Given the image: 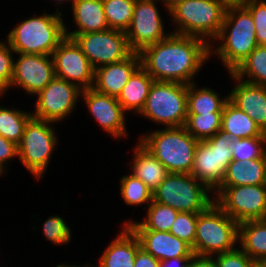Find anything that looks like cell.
<instances>
[{"instance_id":"obj_22","label":"cell","mask_w":266,"mask_h":267,"mask_svg":"<svg viewBox=\"0 0 266 267\" xmlns=\"http://www.w3.org/2000/svg\"><path fill=\"white\" fill-rule=\"evenodd\" d=\"M71 9L78 29L68 31L65 26V34H84L109 29L103 0H76L72 2Z\"/></svg>"},{"instance_id":"obj_24","label":"cell","mask_w":266,"mask_h":267,"mask_svg":"<svg viewBox=\"0 0 266 267\" xmlns=\"http://www.w3.org/2000/svg\"><path fill=\"white\" fill-rule=\"evenodd\" d=\"M155 80L140 65L130 76L127 84L122 88L117 97L118 102L125 112L142 111L150 88Z\"/></svg>"},{"instance_id":"obj_39","label":"cell","mask_w":266,"mask_h":267,"mask_svg":"<svg viewBox=\"0 0 266 267\" xmlns=\"http://www.w3.org/2000/svg\"><path fill=\"white\" fill-rule=\"evenodd\" d=\"M245 7L253 17L258 45H266V0H251Z\"/></svg>"},{"instance_id":"obj_33","label":"cell","mask_w":266,"mask_h":267,"mask_svg":"<svg viewBox=\"0 0 266 267\" xmlns=\"http://www.w3.org/2000/svg\"><path fill=\"white\" fill-rule=\"evenodd\" d=\"M136 0H103L109 29L126 32L130 26Z\"/></svg>"},{"instance_id":"obj_35","label":"cell","mask_w":266,"mask_h":267,"mask_svg":"<svg viewBox=\"0 0 266 267\" xmlns=\"http://www.w3.org/2000/svg\"><path fill=\"white\" fill-rule=\"evenodd\" d=\"M231 150L233 160L240 162L262 158L266 154V137L234 139Z\"/></svg>"},{"instance_id":"obj_3","label":"cell","mask_w":266,"mask_h":267,"mask_svg":"<svg viewBox=\"0 0 266 267\" xmlns=\"http://www.w3.org/2000/svg\"><path fill=\"white\" fill-rule=\"evenodd\" d=\"M56 10L55 14L43 13L41 16L28 18L9 32L7 42L15 54H53L66 37L62 11L59 8Z\"/></svg>"},{"instance_id":"obj_49","label":"cell","mask_w":266,"mask_h":267,"mask_svg":"<svg viewBox=\"0 0 266 267\" xmlns=\"http://www.w3.org/2000/svg\"><path fill=\"white\" fill-rule=\"evenodd\" d=\"M262 267H266V263H261L260 264Z\"/></svg>"},{"instance_id":"obj_40","label":"cell","mask_w":266,"mask_h":267,"mask_svg":"<svg viewBox=\"0 0 266 267\" xmlns=\"http://www.w3.org/2000/svg\"><path fill=\"white\" fill-rule=\"evenodd\" d=\"M214 259L218 267H257L259 265L238 248L217 254Z\"/></svg>"},{"instance_id":"obj_20","label":"cell","mask_w":266,"mask_h":267,"mask_svg":"<svg viewBox=\"0 0 266 267\" xmlns=\"http://www.w3.org/2000/svg\"><path fill=\"white\" fill-rule=\"evenodd\" d=\"M141 248L154 258L166 261L177 257H192V247L170 232L154 230H132Z\"/></svg>"},{"instance_id":"obj_32","label":"cell","mask_w":266,"mask_h":267,"mask_svg":"<svg viewBox=\"0 0 266 267\" xmlns=\"http://www.w3.org/2000/svg\"><path fill=\"white\" fill-rule=\"evenodd\" d=\"M221 122L222 112L187 114L184 127L198 141H204L221 130Z\"/></svg>"},{"instance_id":"obj_45","label":"cell","mask_w":266,"mask_h":267,"mask_svg":"<svg viewBox=\"0 0 266 267\" xmlns=\"http://www.w3.org/2000/svg\"><path fill=\"white\" fill-rule=\"evenodd\" d=\"M226 7L245 6L251 0H220Z\"/></svg>"},{"instance_id":"obj_44","label":"cell","mask_w":266,"mask_h":267,"mask_svg":"<svg viewBox=\"0 0 266 267\" xmlns=\"http://www.w3.org/2000/svg\"><path fill=\"white\" fill-rule=\"evenodd\" d=\"M192 257H177L160 262V267H189Z\"/></svg>"},{"instance_id":"obj_38","label":"cell","mask_w":266,"mask_h":267,"mask_svg":"<svg viewBox=\"0 0 266 267\" xmlns=\"http://www.w3.org/2000/svg\"><path fill=\"white\" fill-rule=\"evenodd\" d=\"M15 53L9 43L0 41V96L10 89L13 77V54Z\"/></svg>"},{"instance_id":"obj_43","label":"cell","mask_w":266,"mask_h":267,"mask_svg":"<svg viewBox=\"0 0 266 267\" xmlns=\"http://www.w3.org/2000/svg\"><path fill=\"white\" fill-rule=\"evenodd\" d=\"M189 267H218L213 256L193 255Z\"/></svg>"},{"instance_id":"obj_47","label":"cell","mask_w":266,"mask_h":267,"mask_svg":"<svg viewBox=\"0 0 266 267\" xmlns=\"http://www.w3.org/2000/svg\"><path fill=\"white\" fill-rule=\"evenodd\" d=\"M56 267H81L80 265L78 266V265H75V264H73V265H66V264H62V265H57ZM82 267H93V266H89V265H83Z\"/></svg>"},{"instance_id":"obj_30","label":"cell","mask_w":266,"mask_h":267,"mask_svg":"<svg viewBox=\"0 0 266 267\" xmlns=\"http://www.w3.org/2000/svg\"><path fill=\"white\" fill-rule=\"evenodd\" d=\"M232 74L241 80L266 86V45H257Z\"/></svg>"},{"instance_id":"obj_28","label":"cell","mask_w":266,"mask_h":267,"mask_svg":"<svg viewBox=\"0 0 266 267\" xmlns=\"http://www.w3.org/2000/svg\"><path fill=\"white\" fill-rule=\"evenodd\" d=\"M179 212L170 206L153 201L149 204L146 218L142 222L125 220L123 225H127L131 230H154L169 232L176 216Z\"/></svg>"},{"instance_id":"obj_15","label":"cell","mask_w":266,"mask_h":267,"mask_svg":"<svg viewBox=\"0 0 266 267\" xmlns=\"http://www.w3.org/2000/svg\"><path fill=\"white\" fill-rule=\"evenodd\" d=\"M55 76L82 90L93 87L95 69L72 38L65 37L53 51Z\"/></svg>"},{"instance_id":"obj_9","label":"cell","mask_w":266,"mask_h":267,"mask_svg":"<svg viewBox=\"0 0 266 267\" xmlns=\"http://www.w3.org/2000/svg\"><path fill=\"white\" fill-rule=\"evenodd\" d=\"M187 95V84L154 81L139 114L152 122L163 124L165 128L184 126Z\"/></svg>"},{"instance_id":"obj_4","label":"cell","mask_w":266,"mask_h":267,"mask_svg":"<svg viewBox=\"0 0 266 267\" xmlns=\"http://www.w3.org/2000/svg\"><path fill=\"white\" fill-rule=\"evenodd\" d=\"M139 139L169 173H191L199 141L184 126L151 131Z\"/></svg>"},{"instance_id":"obj_29","label":"cell","mask_w":266,"mask_h":267,"mask_svg":"<svg viewBox=\"0 0 266 267\" xmlns=\"http://www.w3.org/2000/svg\"><path fill=\"white\" fill-rule=\"evenodd\" d=\"M227 101L228 95L220 98L214 89L208 87L197 89L194 82L188 85L187 114L222 112Z\"/></svg>"},{"instance_id":"obj_46","label":"cell","mask_w":266,"mask_h":267,"mask_svg":"<svg viewBox=\"0 0 266 267\" xmlns=\"http://www.w3.org/2000/svg\"><path fill=\"white\" fill-rule=\"evenodd\" d=\"M157 1H159V0H157ZM160 1H161L160 3H162V4L164 3L165 4L164 6L167 8L166 11L168 10V13H169V10L173 6H175L178 2H181L183 0H160Z\"/></svg>"},{"instance_id":"obj_37","label":"cell","mask_w":266,"mask_h":267,"mask_svg":"<svg viewBox=\"0 0 266 267\" xmlns=\"http://www.w3.org/2000/svg\"><path fill=\"white\" fill-rule=\"evenodd\" d=\"M43 234L48 241L55 245L68 244L71 240V229L62 217L55 215L50 216L43 223Z\"/></svg>"},{"instance_id":"obj_48","label":"cell","mask_w":266,"mask_h":267,"mask_svg":"<svg viewBox=\"0 0 266 267\" xmlns=\"http://www.w3.org/2000/svg\"><path fill=\"white\" fill-rule=\"evenodd\" d=\"M55 1H56L55 3L57 4V6L60 4H63V2H66V1L69 2V0H55Z\"/></svg>"},{"instance_id":"obj_31","label":"cell","mask_w":266,"mask_h":267,"mask_svg":"<svg viewBox=\"0 0 266 267\" xmlns=\"http://www.w3.org/2000/svg\"><path fill=\"white\" fill-rule=\"evenodd\" d=\"M32 118L31 112L0 105V135L16 145L20 142L28 121Z\"/></svg>"},{"instance_id":"obj_42","label":"cell","mask_w":266,"mask_h":267,"mask_svg":"<svg viewBox=\"0 0 266 267\" xmlns=\"http://www.w3.org/2000/svg\"><path fill=\"white\" fill-rule=\"evenodd\" d=\"M134 267H160V261L140 248L136 254Z\"/></svg>"},{"instance_id":"obj_11","label":"cell","mask_w":266,"mask_h":267,"mask_svg":"<svg viewBox=\"0 0 266 267\" xmlns=\"http://www.w3.org/2000/svg\"><path fill=\"white\" fill-rule=\"evenodd\" d=\"M214 202L238 224L266 219V185L220 187Z\"/></svg>"},{"instance_id":"obj_36","label":"cell","mask_w":266,"mask_h":267,"mask_svg":"<svg viewBox=\"0 0 266 267\" xmlns=\"http://www.w3.org/2000/svg\"><path fill=\"white\" fill-rule=\"evenodd\" d=\"M198 213L179 212L169 230L171 234L185 241L191 247L194 246Z\"/></svg>"},{"instance_id":"obj_7","label":"cell","mask_w":266,"mask_h":267,"mask_svg":"<svg viewBox=\"0 0 266 267\" xmlns=\"http://www.w3.org/2000/svg\"><path fill=\"white\" fill-rule=\"evenodd\" d=\"M233 140L230 134L219 130L211 138L199 141L196 146L190 174L205 185L213 196L220 188L227 166L233 160Z\"/></svg>"},{"instance_id":"obj_5","label":"cell","mask_w":266,"mask_h":267,"mask_svg":"<svg viewBox=\"0 0 266 267\" xmlns=\"http://www.w3.org/2000/svg\"><path fill=\"white\" fill-rule=\"evenodd\" d=\"M226 8L220 0L178 2L169 10L171 20L176 25L172 33L199 37L210 45L220 32Z\"/></svg>"},{"instance_id":"obj_14","label":"cell","mask_w":266,"mask_h":267,"mask_svg":"<svg viewBox=\"0 0 266 267\" xmlns=\"http://www.w3.org/2000/svg\"><path fill=\"white\" fill-rule=\"evenodd\" d=\"M157 0H136L130 26L125 34L133 52L140 53L145 47L165 39L169 33L156 5Z\"/></svg>"},{"instance_id":"obj_2","label":"cell","mask_w":266,"mask_h":267,"mask_svg":"<svg viewBox=\"0 0 266 267\" xmlns=\"http://www.w3.org/2000/svg\"><path fill=\"white\" fill-rule=\"evenodd\" d=\"M255 33L253 17L245 6L227 7L222 27L215 38V42L221 41V44L216 47L210 44V56L217 54L228 73H232L258 45Z\"/></svg>"},{"instance_id":"obj_1","label":"cell","mask_w":266,"mask_h":267,"mask_svg":"<svg viewBox=\"0 0 266 267\" xmlns=\"http://www.w3.org/2000/svg\"><path fill=\"white\" fill-rule=\"evenodd\" d=\"M139 54L141 66L155 81L189 85L209 59L210 45L202 38L171 32Z\"/></svg>"},{"instance_id":"obj_23","label":"cell","mask_w":266,"mask_h":267,"mask_svg":"<svg viewBox=\"0 0 266 267\" xmlns=\"http://www.w3.org/2000/svg\"><path fill=\"white\" fill-rule=\"evenodd\" d=\"M241 185H266V154L246 162H230L220 187Z\"/></svg>"},{"instance_id":"obj_19","label":"cell","mask_w":266,"mask_h":267,"mask_svg":"<svg viewBox=\"0 0 266 267\" xmlns=\"http://www.w3.org/2000/svg\"><path fill=\"white\" fill-rule=\"evenodd\" d=\"M141 65L140 54L133 52L128 58L95 69L93 89L101 94L118 97L130 76Z\"/></svg>"},{"instance_id":"obj_6","label":"cell","mask_w":266,"mask_h":267,"mask_svg":"<svg viewBox=\"0 0 266 267\" xmlns=\"http://www.w3.org/2000/svg\"><path fill=\"white\" fill-rule=\"evenodd\" d=\"M238 237L239 224L213 202L198 213L192 250L195 255L214 257L234 250Z\"/></svg>"},{"instance_id":"obj_34","label":"cell","mask_w":266,"mask_h":267,"mask_svg":"<svg viewBox=\"0 0 266 267\" xmlns=\"http://www.w3.org/2000/svg\"><path fill=\"white\" fill-rule=\"evenodd\" d=\"M119 182L121 183V197L127 205L138 206L148 202L149 206V204L152 202V191L144 182H142L132 173H130V175L122 176Z\"/></svg>"},{"instance_id":"obj_12","label":"cell","mask_w":266,"mask_h":267,"mask_svg":"<svg viewBox=\"0 0 266 267\" xmlns=\"http://www.w3.org/2000/svg\"><path fill=\"white\" fill-rule=\"evenodd\" d=\"M80 46L94 69L128 58L131 50L125 32L106 29L84 34H65Z\"/></svg>"},{"instance_id":"obj_16","label":"cell","mask_w":266,"mask_h":267,"mask_svg":"<svg viewBox=\"0 0 266 267\" xmlns=\"http://www.w3.org/2000/svg\"><path fill=\"white\" fill-rule=\"evenodd\" d=\"M18 55L17 61H14L10 88L16 86L34 96L56 77L53 57L23 53Z\"/></svg>"},{"instance_id":"obj_18","label":"cell","mask_w":266,"mask_h":267,"mask_svg":"<svg viewBox=\"0 0 266 267\" xmlns=\"http://www.w3.org/2000/svg\"><path fill=\"white\" fill-rule=\"evenodd\" d=\"M229 74L237 84L228 94V100L266 133V86L249 83Z\"/></svg>"},{"instance_id":"obj_8","label":"cell","mask_w":266,"mask_h":267,"mask_svg":"<svg viewBox=\"0 0 266 267\" xmlns=\"http://www.w3.org/2000/svg\"><path fill=\"white\" fill-rule=\"evenodd\" d=\"M152 193L153 201L178 212H202L214 202L211 191L187 173H169Z\"/></svg>"},{"instance_id":"obj_25","label":"cell","mask_w":266,"mask_h":267,"mask_svg":"<svg viewBox=\"0 0 266 267\" xmlns=\"http://www.w3.org/2000/svg\"><path fill=\"white\" fill-rule=\"evenodd\" d=\"M131 171L153 192L169 174L166 167L157 160L140 142L134 148Z\"/></svg>"},{"instance_id":"obj_27","label":"cell","mask_w":266,"mask_h":267,"mask_svg":"<svg viewBox=\"0 0 266 267\" xmlns=\"http://www.w3.org/2000/svg\"><path fill=\"white\" fill-rule=\"evenodd\" d=\"M238 244L259 265L266 260V219L239 224Z\"/></svg>"},{"instance_id":"obj_41","label":"cell","mask_w":266,"mask_h":267,"mask_svg":"<svg viewBox=\"0 0 266 267\" xmlns=\"http://www.w3.org/2000/svg\"><path fill=\"white\" fill-rule=\"evenodd\" d=\"M14 157H18L17 145L0 135V175L6 173L5 165Z\"/></svg>"},{"instance_id":"obj_21","label":"cell","mask_w":266,"mask_h":267,"mask_svg":"<svg viewBox=\"0 0 266 267\" xmlns=\"http://www.w3.org/2000/svg\"><path fill=\"white\" fill-rule=\"evenodd\" d=\"M140 248L137 236L127 225H123L122 231L100 256L98 267H134Z\"/></svg>"},{"instance_id":"obj_17","label":"cell","mask_w":266,"mask_h":267,"mask_svg":"<svg viewBox=\"0 0 266 267\" xmlns=\"http://www.w3.org/2000/svg\"><path fill=\"white\" fill-rule=\"evenodd\" d=\"M81 97L84 99L90 114L105 132L114 138L128 136L125 125L126 112L116 97L101 94L93 88L82 90Z\"/></svg>"},{"instance_id":"obj_13","label":"cell","mask_w":266,"mask_h":267,"mask_svg":"<svg viewBox=\"0 0 266 267\" xmlns=\"http://www.w3.org/2000/svg\"><path fill=\"white\" fill-rule=\"evenodd\" d=\"M82 89L64 79L55 77L43 90L36 94L37 102L32 117L58 123L76 108Z\"/></svg>"},{"instance_id":"obj_26","label":"cell","mask_w":266,"mask_h":267,"mask_svg":"<svg viewBox=\"0 0 266 267\" xmlns=\"http://www.w3.org/2000/svg\"><path fill=\"white\" fill-rule=\"evenodd\" d=\"M221 130L233 139L266 137L255 121L229 100L223 106Z\"/></svg>"},{"instance_id":"obj_10","label":"cell","mask_w":266,"mask_h":267,"mask_svg":"<svg viewBox=\"0 0 266 267\" xmlns=\"http://www.w3.org/2000/svg\"><path fill=\"white\" fill-rule=\"evenodd\" d=\"M54 122L31 118L17 144L18 157L27 170L40 180L45 173L58 138ZM51 124V125H50ZM50 125V126H49Z\"/></svg>"}]
</instances>
